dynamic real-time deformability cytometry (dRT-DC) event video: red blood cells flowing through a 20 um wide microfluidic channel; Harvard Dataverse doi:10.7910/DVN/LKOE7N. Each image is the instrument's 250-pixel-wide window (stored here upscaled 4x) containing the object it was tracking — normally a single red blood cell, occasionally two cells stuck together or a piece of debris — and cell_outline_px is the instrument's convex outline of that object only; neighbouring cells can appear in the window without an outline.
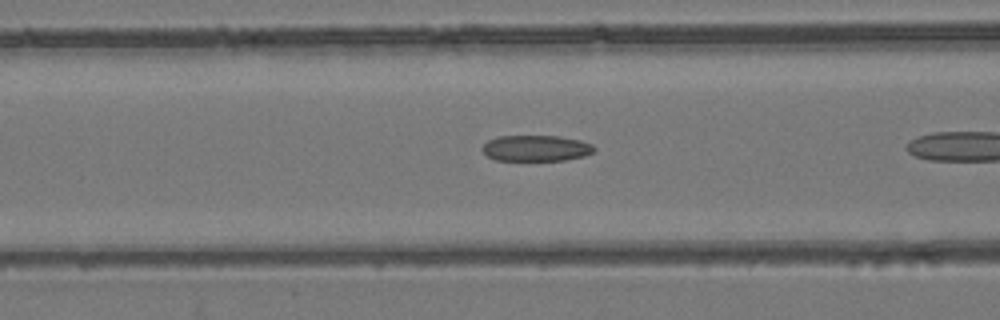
{"species": "common noctule bat (a hibernating species)", "species_latin": "Nyctalus noctula", "temperature_condition": "room temperature", "stored_images_in_passage": 13, "camera_frame_rate_fps": 3000, "um_per_image_px": 0.085, "animal": {"sex": "female", "body_mass_g": 24.6, "forearm_length_mm": 56.2}, "frame": {"image": 1, "passage_image": 6, "time_ms": 1.667, "image_size_px": [1000, 320], "cell_outline_px": [[596, 152], [584, 156], [564, 160], [496, 160], [488, 156], [480, 148], [488, 140], [500, 136], [560, 136], [580, 140], [592, 144], [596, 148]], "centroid_in_image_um": [45.6, 12.59], "position_along_channel_um": 121.0, "area_um2": 16.99}}